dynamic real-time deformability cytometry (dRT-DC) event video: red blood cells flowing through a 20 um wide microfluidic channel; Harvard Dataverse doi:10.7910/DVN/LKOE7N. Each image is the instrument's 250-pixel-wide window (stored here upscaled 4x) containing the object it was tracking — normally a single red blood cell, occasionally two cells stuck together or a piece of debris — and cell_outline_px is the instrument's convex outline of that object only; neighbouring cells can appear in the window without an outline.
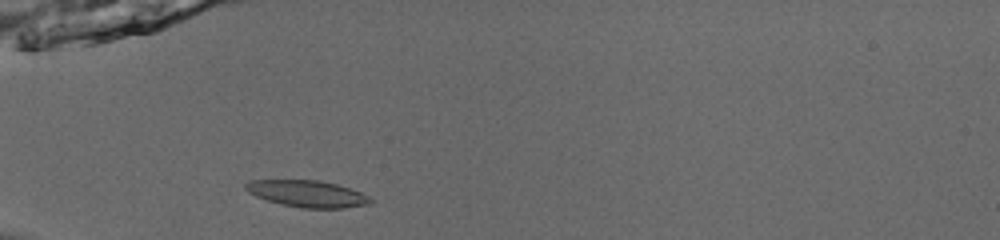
{"species": "common noctule bat (a hibernating species)", "species_latin": "Nyctalus noctula", "temperature_condition": "room temperature", "stored_images_in_passage": 34, "camera_frame_rate_fps": 3000, "um_per_image_px": 0.085, "animal": {"sex": "male", "body_mass_g": 13.0, "forearm_length_mm": 53.1}, "frame": {"image": 1, "passage_image": 4, "time_ms": 1.0, "image_size_px": [1000, 240], "cell_outline_px": [[372, 204], [344, 208], [300, 208], [280, 204], [256, 196], [248, 192], [244, 188], [244, 184], [248, 180], [316, 180], [336, 184], [360, 192], [368, 196], [372, 200]], "centroid_in_image_um": [26.1, 16.47], "position_along_channel_um": 58.9, "area_um2": 19.42}}
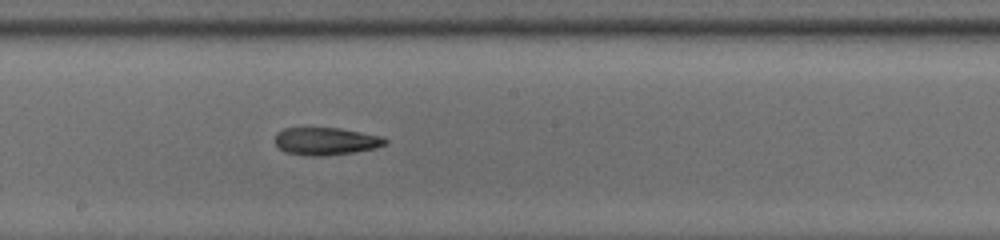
{"frame": {"image": 2, "passage_image": 17, "time_ms": 5.333, "image_size_px": [1000, 240], "cell_outline_px": [[388, 144], [376, 148], [352, 152], [320, 156], [308, 156], [284, 152], [276, 144], [276, 132], [284, 128], [340, 128], [384, 136], [388, 140]], "centroid_in_image_um": [27.74, 12.0], "position_along_channel_um": 220.5, "area_um2": 17.8}}
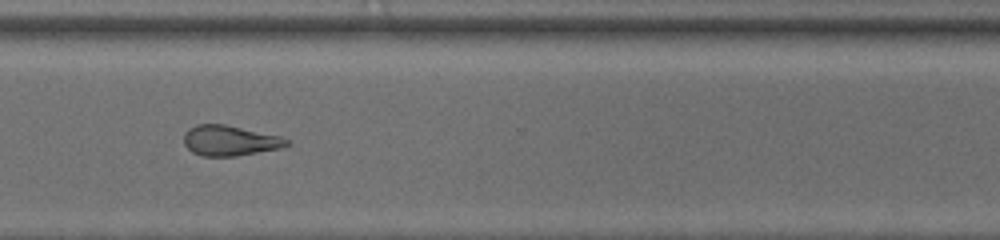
{"frame": {"image": 3, "passage_image": 27, "time_ms": 8.667, "image_size_px": [1000, 240], "cell_outline_px": [[292, 144], [280, 148], [236, 156], [200, 156], [192, 152], [184, 144], [184, 132], [188, 128], [196, 124], [224, 124], [280, 136], [292, 140]], "centroid_in_image_um": [19.54, 11.95], "position_along_channel_um": 351.1, "area_um2": 18.32}, "authors_computed_cell_mechanics": {"area_um2": 18.4382, "velocity_mm_per_s": 3.9312, "shape_relaxation_time_tau1_ms": 10.3414, "shape_relaxation_time_tau2_ms": null, "deformation_change_tau1": 0.2592, "deformation_change_tau2": null}}